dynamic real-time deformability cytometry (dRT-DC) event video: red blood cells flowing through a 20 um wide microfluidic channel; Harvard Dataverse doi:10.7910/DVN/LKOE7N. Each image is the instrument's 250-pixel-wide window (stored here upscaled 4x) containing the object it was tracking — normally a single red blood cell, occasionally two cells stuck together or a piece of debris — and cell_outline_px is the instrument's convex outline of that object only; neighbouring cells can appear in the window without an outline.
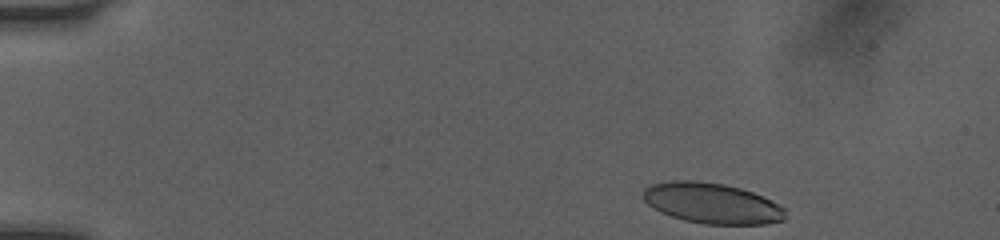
{"species": "human", "species_latin": "Homo sapiens", "temperature_condition": "room temperature", "stored_images_in_passage": 45, "camera_frame_rate_fps": 3000, "um_per_image_px": 0.085, "donor": {"sex": "female"}, "frame": {"image": 1, "passage_image": 1, "time_ms": 0.0, "image_size_px": [1000, 240], "cell_outline_px": [[784, 220], [764, 224], [704, 224], [684, 220], [660, 212], [648, 204], [644, 200], [644, 188], [652, 184], [672, 180], [696, 180], [724, 184], [740, 188], [752, 192], [784, 208]], "centroid_in_image_um": [60.47, 17.27], "position_along_channel_um": 24.5, "area_um2": 33.29}}
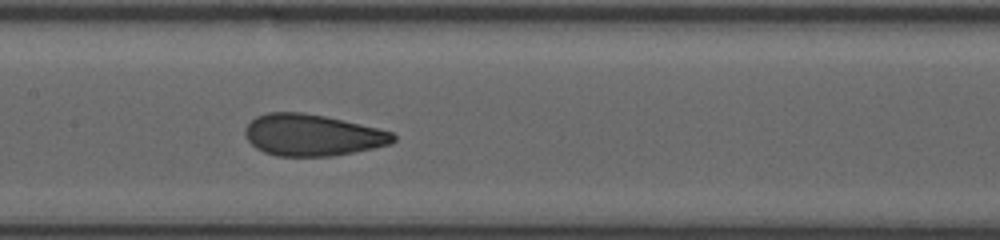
{"frame": {"image": 2, "passage_image": 20, "time_ms": 6.333, "image_size_px": [1000, 240], "cell_outline_px": [[396, 140], [392, 144], [356, 152], [332, 156], [276, 156], [264, 152], [256, 148], [244, 136], [244, 128], [256, 116], [268, 112], [304, 112], [324, 116], [376, 128], [392, 132], [396, 136]], "centroid_in_image_um": [26.53, 11.49], "position_along_channel_um": 180.9, "area_um2": 35.95}}
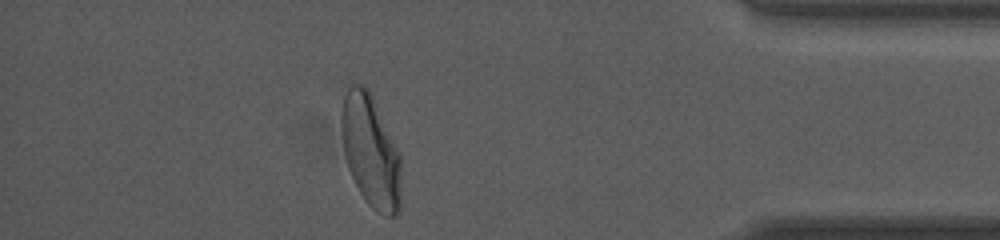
{"frame": {"image": 3, "passage_image": 39, "time_ms": 12.667, "image_size_px": [1000, 240], "cell_outline_px": [[400, 208], [392, 216], [384, 216], [376, 212], [368, 204], [360, 192], [348, 168], [344, 152], [340, 128], [340, 116], [344, 96], [352, 80], [364, 84], [368, 88], [400, 152]], "centroid_in_image_um": [31.49, 12.8], "position_along_channel_um": 403.7, "area_um2": 39.36}, "authors_computed_cell_mechanics": {"area_um2": 35.9516, "velocity_mm_per_s": 4.061, "shape_relaxation_time_tau1_ms": 5.4214, "shape_relaxation_time_tau2_ms": 0.8425, "deformation_change_tau1": 0.1825, "deformation_change_tau2": 0.0715}}